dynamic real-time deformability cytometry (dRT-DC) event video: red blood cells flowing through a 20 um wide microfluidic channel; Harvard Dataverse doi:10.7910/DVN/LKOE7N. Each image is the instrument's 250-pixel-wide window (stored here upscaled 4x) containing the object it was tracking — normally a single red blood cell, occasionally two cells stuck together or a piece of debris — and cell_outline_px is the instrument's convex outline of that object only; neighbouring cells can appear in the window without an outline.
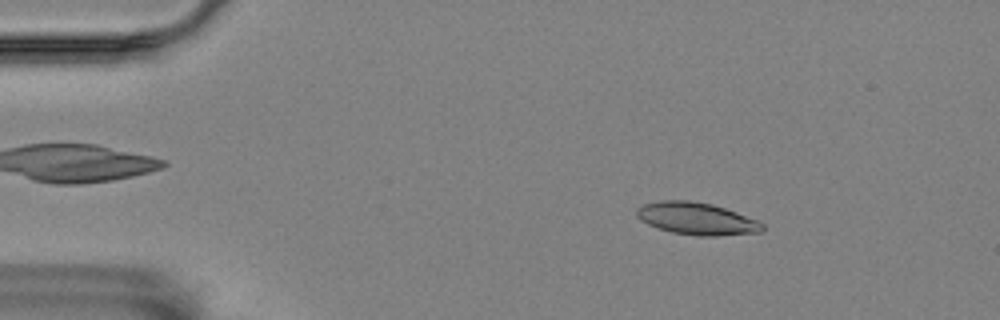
{"species": "Egyptian fruit bat (a non-hibernating species)", "species_latin": "Rousettus aegyptiacus", "temperature_condition": "room temperature", "stored_images_in_passage": 51, "camera_frame_rate_fps": 3000, "um_per_image_px": 0.085, "animal": {"sex": "female"}, "frame": {"image": 1, "passage_image": 3, "time_ms": 0.667, "image_size_px": [1000, 320], "cell_outline_px": [[764, 232], [716, 236], [696, 236], [672, 232], [648, 224], [640, 220], [636, 216], [636, 208], [644, 204], [660, 200], [688, 200], [712, 204], [760, 220], [764, 224]], "centroid_in_image_um": [59.25, 18.59], "position_along_channel_um": 25.8, "area_um2": 23.81}}
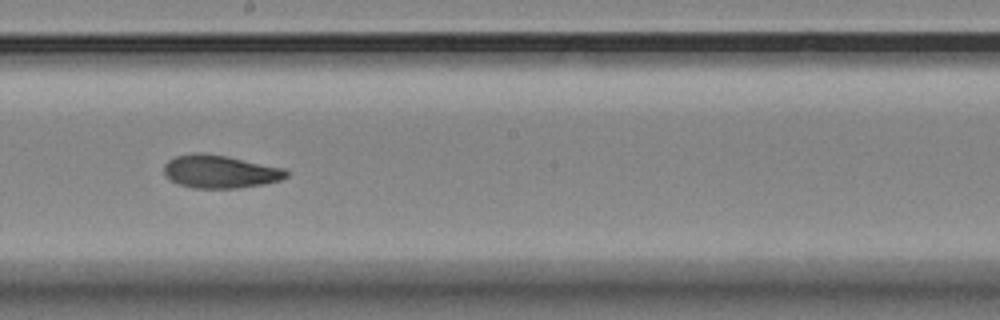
{"frame": {"image": 2, "passage_image": 26, "time_ms": 8.333, "image_size_px": [1000, 320], "cell_outline_px": [[288, 176], [280, 180], [264, 184], [236, 188], [192, 188], [176, 184], [164, 176], [164, 164], [168, 160], [176, 156], [196, 152], [200, 152], [224, 156], [284, 168], [288, 172]], "centroid_in_image_um": [18.65, 14.59], "position_along_channel_um": 229.5, "area_um2": 23.52}}
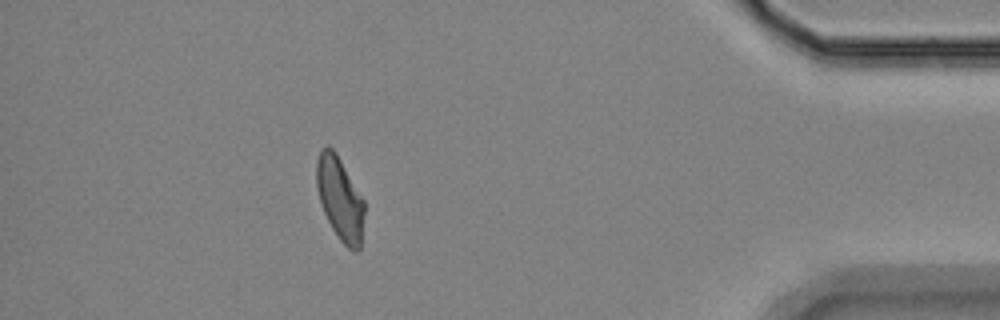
{"frame": {"image": 3, "passage_image": 45, "time_ms": 14.667, "image_size_px": [1000, 320], "cell_outline_px": [[364, 212], [360, 248], [356, 252], [352, 252], [340, 240], [332, 228], [324, 212], [316, 188], [316, 160], [320, 152], [324, 148], [332, 148], [336, 152], [364, 200]], "centroid_in_image_um": [28.89, 16.9], "position_along_channel_um": 406.3, "area_um2": 22.95}, "authors_computed_cell_mechanics": {"area_um2": 23.5246, "velocity_mm_per_s": 3.5196, "shape_relaxation_time_tau1_ms": 8.0189, "shape_relaxation_time_tau2_ms": 3.2854, "deformation_change_tau1": 0.1896, "deformation_change_tau2": 0.0996}}